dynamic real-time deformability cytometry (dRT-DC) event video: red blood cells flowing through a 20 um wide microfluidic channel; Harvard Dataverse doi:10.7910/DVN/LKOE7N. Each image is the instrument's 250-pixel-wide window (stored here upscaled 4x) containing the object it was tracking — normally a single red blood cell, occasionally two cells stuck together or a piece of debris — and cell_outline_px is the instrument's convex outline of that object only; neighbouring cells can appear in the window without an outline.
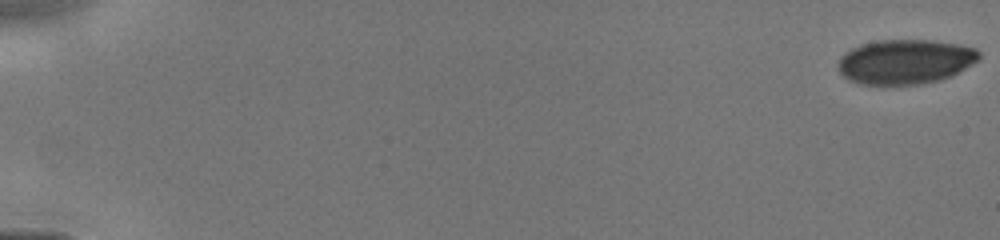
{"species": "human", "species_latin": "Homo sapiens", "temperature_condition": "cold", "stored_images_in_passage": 16, "camera_frame_rate_fps": 3000, "um_per_image_px": 0.085, "donor": {"sex": "male"}, "frame": {"image": 1, "passage_image": 1, "time_ms": 0.0, "image_size_px": [1000, 240], "cell_outline_px": [[980, 60], [940, 80], [920, 84], [860, 84], [848, 80], [840, 72], [840, 56], [844, 52], [860, 44], [876, 40], [932, 40], [956, 44], [976, 48], [980, 52]], "centroid_in_image_um": [76.94, 5.23], "position_along_channel_um": 8.1, "area_um2": 36.47}}
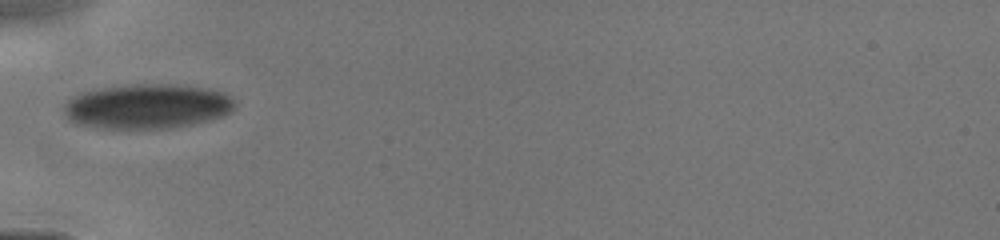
{"frame": {"image": 2, "passage_image": 13, "time_ms": 5.667, "image_size_px": [1000, 240], "cell_outline_px": [[236, 104], [232, 112], [224, 116], [212, 120], [172, 128], [88, 128], [72, 124], [64, 116], [64, 104], [72, 96], [80, 92], [100, 88], [132, 84], [184, 84], [208, 88], [224, 92], [232, 96]], "centroid_in_image_um": [12.51, 9.04], "position_along_channel_um": 72.5, "area_um2": 45.66}}
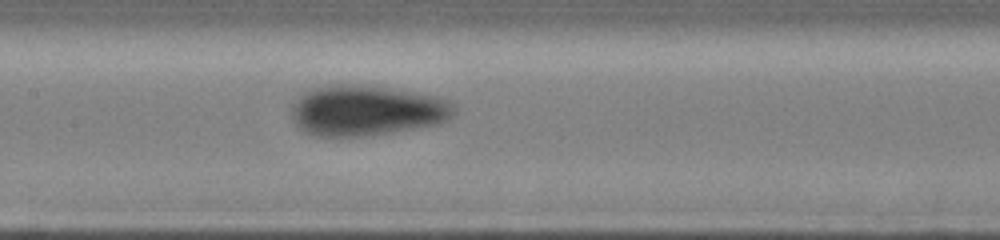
{"frame": {"image": 3, "passage_image": 16, "time_ms": 8.0, "image_size_px": [1000, 240], "cell_outline_px": [[456, 112], [448, 120], [440, 124], [368, 136], [316, 136], [304, 132], [292, 120], [292, 104], [296, 96], [312, 88], [328, 84], [372, 84], [436, 96], [448, 100], [456, 108]], "centroid_in_image_um": [31.14, 9.37], "position_along_channel_um": 176.3, "area_um2": 48.73}}